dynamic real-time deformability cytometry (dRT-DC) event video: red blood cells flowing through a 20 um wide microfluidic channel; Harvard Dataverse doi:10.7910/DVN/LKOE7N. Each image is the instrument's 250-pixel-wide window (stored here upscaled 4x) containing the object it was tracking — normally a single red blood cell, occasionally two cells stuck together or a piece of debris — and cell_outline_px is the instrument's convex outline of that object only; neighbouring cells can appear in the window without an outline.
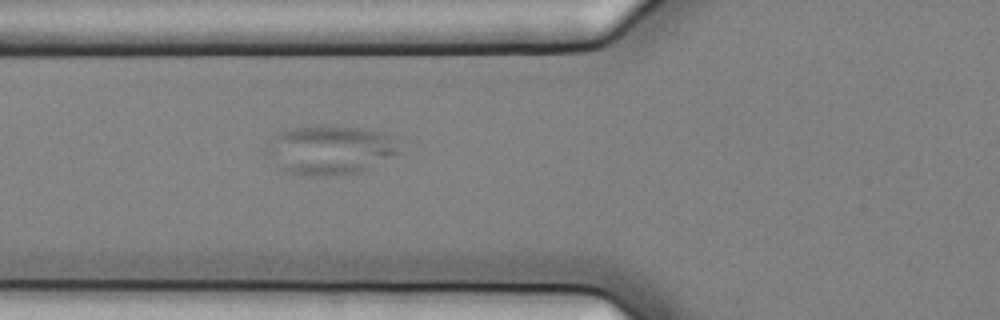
{"species": "common noctule bat (a hibernating species)", "species_latin": "Nyctalus noctula", "temperature_condition": "cold", "stored_images_in_passage": 12, "camera_frame_rate_fps": 3000, "um_per_image_px": 0.085, "animal": {"sex": "female", "body_mass_g": 25.1}, "frame": {"image": 1, "passage_image": 4, "time_ms": 1.0, "image_size_px": [1000, 320], "cell_outline_px": [[400, 152], [360, 172], [328, 176], [312, 176], [284, 172], [264, 152], [264, 148], [276, 132], [292, 128], [372, 128], [384, 132], [388, 136]], "centroid_in_image_um": [27.97, 12.77], "position_along_channel_um": 97.8, "area_um2": 37.22}}
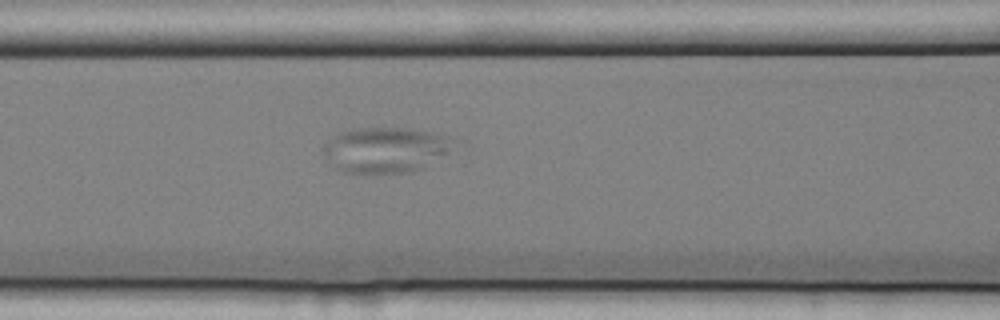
{"frame": {"image": 2, "passage_image": 7, "time_ms": 2.0, "image_size_px": [1000, 320], "cell_outline_px": [[452, 140], [448, 152], [420, 168], [412, 172], [344, 172], [336, 168], [324, 152], [324, 144], [332, 136], [340, 132], [356, 128], [412, 128], [448, 136]], "centroid_in_image_um": [32.73, 12.71], "position_along_channel_um": 133.9, "area_um2": 33.64}}